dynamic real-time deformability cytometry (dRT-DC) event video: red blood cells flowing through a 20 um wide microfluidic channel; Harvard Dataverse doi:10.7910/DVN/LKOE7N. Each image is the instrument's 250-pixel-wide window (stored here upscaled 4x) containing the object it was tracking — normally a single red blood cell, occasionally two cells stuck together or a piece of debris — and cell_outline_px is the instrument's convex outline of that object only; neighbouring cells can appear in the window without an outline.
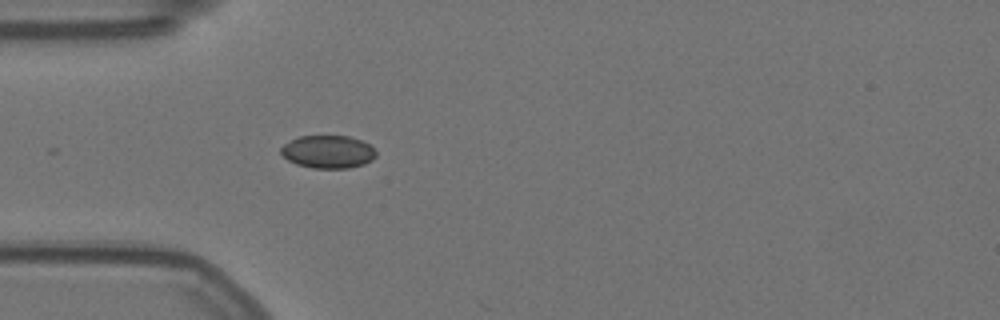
{"species": "Egyptian fruit bat (a non-hibernating species)", "species_latin": "Rousettus aegyptiacus", "temperature_condition": "warm", "stored_images_in_passage": 3, "camera_frame_rate_fps": 3000, "um_per_image_px": 0.085, "animal": {"sex": "female"}, "frame": {"image": 1, "passage_image": 1, "time_ms": 0.0, "image_size_px": [1000, 320], "cell_outline_px": [[376, 156], [372, 160], [364, 164], [348, 168], [312, 168], [296, 164], [288, 160], [280, 152], [280, 148], [284, 144], [300, 136], [348, 136], [360, 140], [368, 144], [376, 152]], "centroid_in_image_um": [27.87, 12.91], "position_along_channel_um": 57.1, "area_um2": 18.09}}